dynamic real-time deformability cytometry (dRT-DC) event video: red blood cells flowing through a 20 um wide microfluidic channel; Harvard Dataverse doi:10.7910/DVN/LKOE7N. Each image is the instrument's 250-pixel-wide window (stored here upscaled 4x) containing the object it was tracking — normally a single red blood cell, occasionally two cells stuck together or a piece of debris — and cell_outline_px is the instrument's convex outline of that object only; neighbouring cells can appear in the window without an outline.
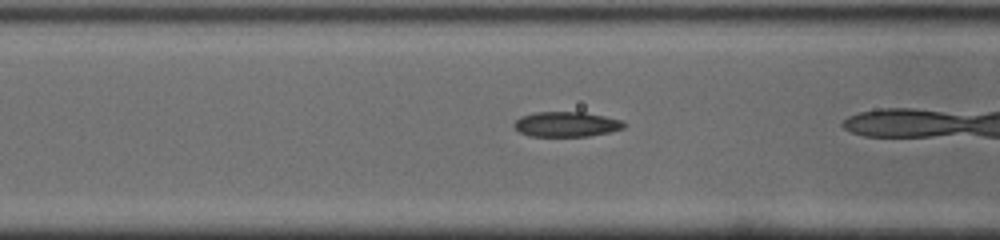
{"species": "common noctule bat (a hibernating species)", "species_latin": "Nyctalus noctula", "temperature_condition": "cold", "stored_images_in_passage": 36, "camera_frame_rate_fps": 3000, "um_per_image_px": 0.085, "animal": {"sex": "male", "body_mass_g": 19.0, "forearm_length_mm": 50.8}, "frame": {"image": 1, "passage_image": 16, "time_ms": 5.0, "image_size_px": [1000, 240], "cell_outline_px": [[628, 124], [624, 128], [608, 132], [588, 136], [528, 136], [520, 132], [512, 124], [520, 116], [536, 112], [584, 112], [624, 120]], "centroid_in_image_um": [48.16, 10.55], "position_along_channel_um": 118.4, "area_um2": 16.13}}